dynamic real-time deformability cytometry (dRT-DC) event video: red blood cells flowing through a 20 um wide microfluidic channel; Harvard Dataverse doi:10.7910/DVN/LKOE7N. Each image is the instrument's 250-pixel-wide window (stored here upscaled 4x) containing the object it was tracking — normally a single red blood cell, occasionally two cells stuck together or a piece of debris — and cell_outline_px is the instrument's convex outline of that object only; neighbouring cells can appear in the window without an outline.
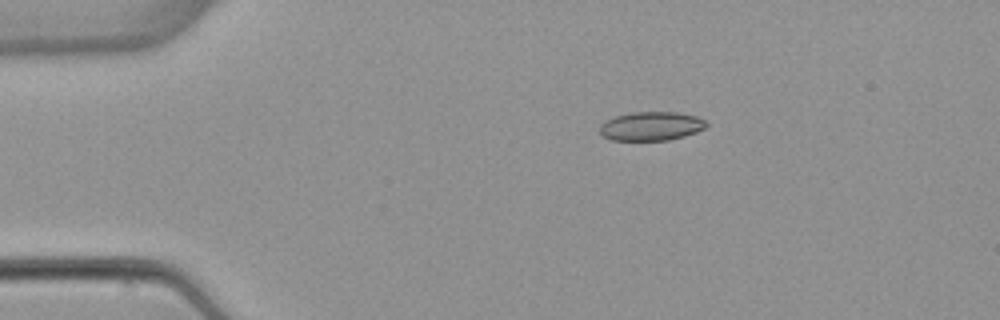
{"species": "common noctule bat (a hibernating species)", "species_latin": "Nyctalus noctula", "temperature_condition": "warm", "stored_images_in_passage": 5, "camera_frame_rate_fps": 3000, "um_per_image_px": 0.085, "animal": {"sex": "female", "body_mass_g": 22.7, "forearm_length_mm": 54.2}, "frame": {"image": 1, "passage_image": 3, "time_ms": 2.667, "image_size_px": [1000, 320], "cell_outline_px": [[708, 124], [704, 128], [696, 132], [684, 136], [668, 140], [612, 140], [600, 136], [600, 124], [604, 120], [616, 116], [632, 112], [676, 112], [696, 116], [704, 120]], "centroid_in_image_um": [55.31, 10.72], "position_along_channel_um": 29.7, "area_um2": 17.98}}
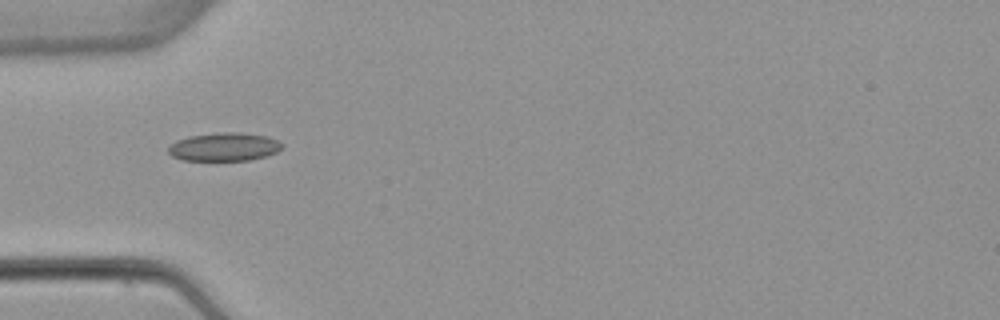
{"frame": {"image": 2, "passage_image": 5, "time_ms": 5.0, "image_size_px": [1000, 320], "cell_outline_px": [[284, 144], [276, 152], [268, 156], [248, 160], [184, 160], [172, 156], [168, 152], [168, 148], [176, 140], [188, 136], [224, 132], [240, 132], [268, 136]], "centroid_in_image_um": [19.07, 12.48], "position_along_channel_um": 65.9, "area_um2": 18.73}}